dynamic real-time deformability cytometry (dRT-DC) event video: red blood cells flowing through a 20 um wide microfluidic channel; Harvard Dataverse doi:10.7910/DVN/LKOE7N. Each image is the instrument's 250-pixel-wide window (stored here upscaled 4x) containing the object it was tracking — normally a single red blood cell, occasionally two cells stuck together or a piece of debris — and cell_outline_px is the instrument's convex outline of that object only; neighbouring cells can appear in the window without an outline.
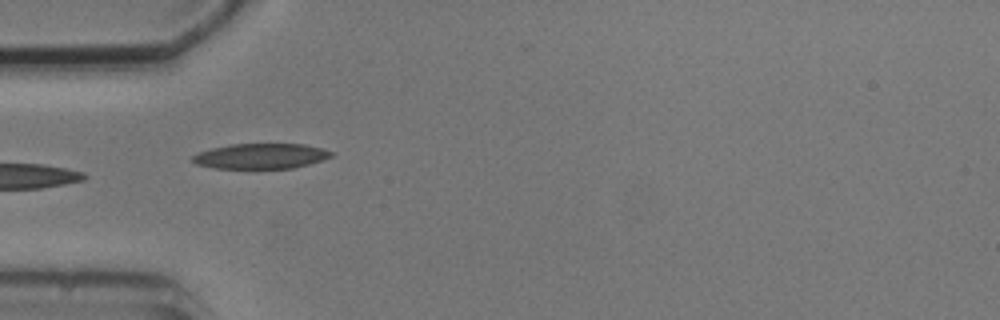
{"species": "common noctule bat (a hibernating species)", "species_latin": "Nyctalus noctula", "temperature_condition": "cold", "stored_images_in_passage": 6, "camera_frame_rate_fps": 3000, "um_per_image_px": 0.085, "animal": {"sex": "male", "body_mass_g": 20.5, "forearm_length_mm": 52.5}, "frame": {"image": 1, "passage_image": 5, "time_ms": 4.667, "image_size_px": [1000, 320], "cell_outline_px": [[332, 156], [324, 160], [292, 168], [212, 168], [196, 164], [192, 160], [192, 156], [196, 152], [212, 148], [232, 144], [304, 144], [324, 148], [332, 152]], "centroid_in_image_um": [22.16, 13.26], "position_along_channel_um": 62.8, "area_um2": 20.46}}